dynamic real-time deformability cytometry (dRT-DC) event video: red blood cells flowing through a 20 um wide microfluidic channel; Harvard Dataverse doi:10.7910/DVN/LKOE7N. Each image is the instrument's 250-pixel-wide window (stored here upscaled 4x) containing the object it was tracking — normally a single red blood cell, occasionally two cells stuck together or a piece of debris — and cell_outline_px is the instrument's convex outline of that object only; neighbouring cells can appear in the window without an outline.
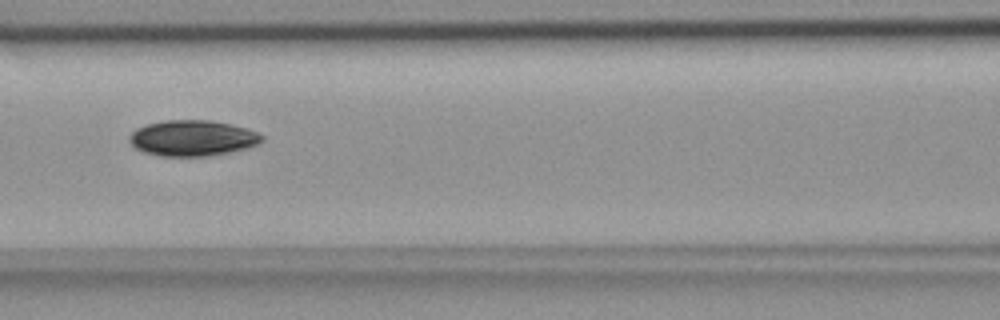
{"species": "common noctule bat (a hibernating species)", "species_latin": "Nyctalus noctula", "temperature_condition": "room temperature", "stored_images_in_passage": 24, "camera_frame_rate_fps": 3000, "um_per_image_px": 0.085, "animal": {"sex": "female", "body_mass_g": 18.4}, "frame": {"image": 1, "passage_image": 11, "time_ms": 3.333, "image_size_px": [1000, 320], "cell_outline_px": [[264, 140], [256, 144], [244, 148], [228, 152], [204, 156], [160, 156], [144, 152], [136, 148], [128, 140], [128, 136], [136, 128], [148, 124], [164, 120], [208, 120], [248, 128], [264, 136]], "centroid_in_image_um": [16.33, 11.73], "position_along_channel_um": 150.3, "area_um2": 27.4}}
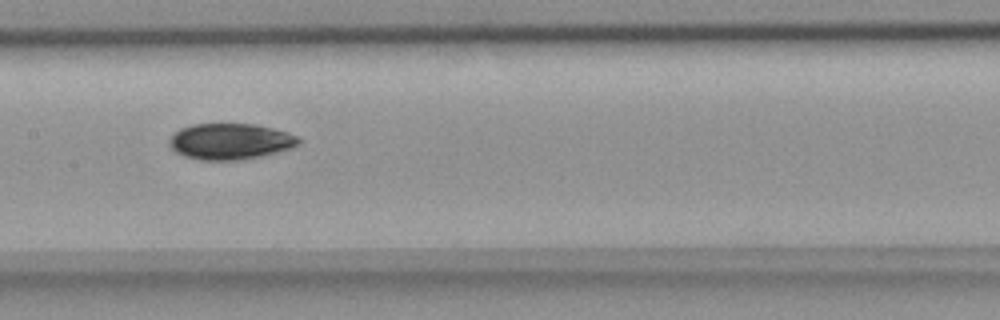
{"frame": {"image": 2, "passage_image": 14, "time_ms": 4.333, "image_size_px": [1000, 320], "cell_outline_px": [[300, 144], [292, 148], [260, 156], [236, 160], [200, 160], [184, 156], [176, 152], [168, 144], [168, 140], [180, 128], [192, 124], [256, 124], [288, 132], [296, 136], [300, 140]], "centroid_in_image_um": [19.56, 12.02], "position_along_channel_um": 187.8, "area_um2": 27.11}}
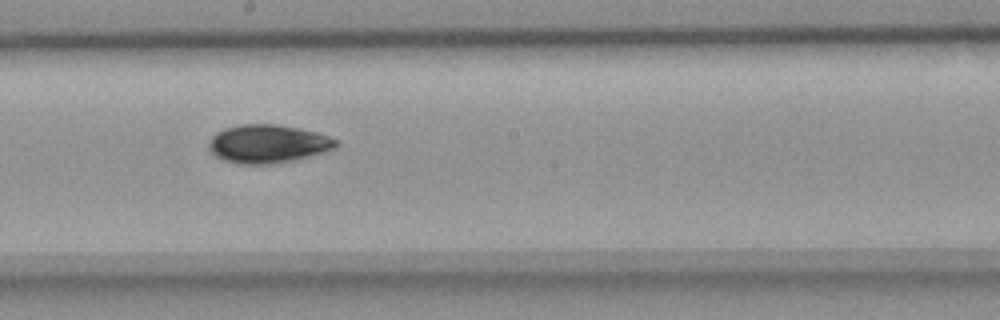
{"frame": {"image": 3, "passage_image": 17, "time_ms": 5.333, "image_size_px": [1000, 320], "cell_outline_px": [[340, 144], [332, 148], [308, 156], [292, 160], [272, 164], [240, 164], [224, 160], [216, 156], [208, 148], [208, 140], [216, 132], [224, 128], [244, 124], [276, 124], [316, 132], [328, 136], [336, 140]], "centroid_in_image_um": [22.7, 12.22], "position_along_channel_um": 225.5, "area_um2": 28.09}}